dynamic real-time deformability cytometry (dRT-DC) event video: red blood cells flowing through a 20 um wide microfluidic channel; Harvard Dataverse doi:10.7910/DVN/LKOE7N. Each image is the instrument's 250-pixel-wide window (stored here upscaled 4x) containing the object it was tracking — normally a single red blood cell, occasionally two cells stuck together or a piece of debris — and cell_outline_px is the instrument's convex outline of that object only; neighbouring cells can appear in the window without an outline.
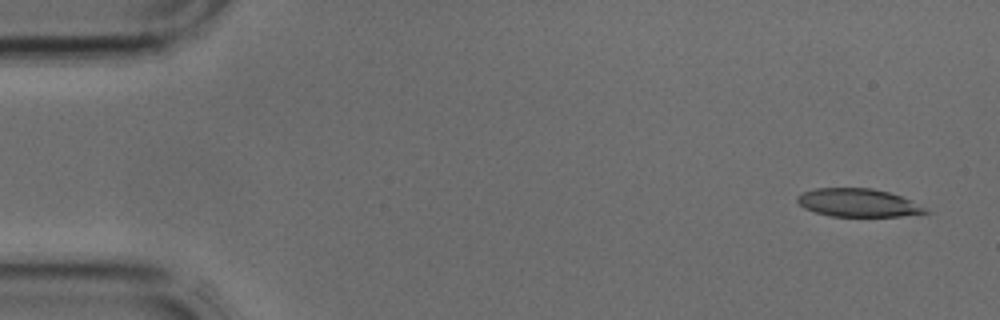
{"species": "common noctule bat (a hibernating species)", "species_latin": "Nyctalus noctula", "temperature_condition": "cold", "stored_images_in_passage": 4, "camera_frame_rate_fps": 3000, "um_per_image_px": 0.085, "animal": {"sex": "male", "body_mass_g": 17.9, "forearm_length_mm": 54.2}, "frame": {"image": 1, "passage_image": 1, "time_ms": 0.0, "image_size_px": [1000, 320], "cell_outline_px": [[932, 212], [900, 216], [832, 216], [816, 212], [804, 208], [796, 200], [796, 196], [804, 192], [816, 188], [872, 188], [888, 192], [900, 196]], "centroid_in_image_um": [72.89, 17.23], "position_along_channel_um": 12.1, "area_um2": 20.63}}